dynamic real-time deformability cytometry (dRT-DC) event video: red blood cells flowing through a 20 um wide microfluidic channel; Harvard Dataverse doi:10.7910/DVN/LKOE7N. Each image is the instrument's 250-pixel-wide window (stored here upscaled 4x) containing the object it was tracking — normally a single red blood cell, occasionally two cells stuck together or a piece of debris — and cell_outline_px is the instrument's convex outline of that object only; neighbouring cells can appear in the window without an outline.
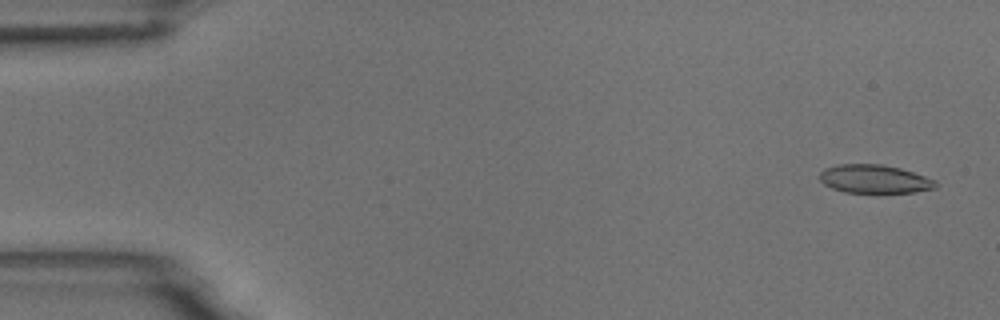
{"species": "common noctule bat (a hibernating species)", "species_latin": "Nyctalus noctula", "temperature_condition": "room temperature", "stored_images_in_passage": 16, "camera_frame_rate_fps": 3000, "um_per_image_px": 0.085, "animal": {"sex": "male", "body_mass_g": 18.8}, "frame": {"image": 1, "passage_image": 3, "time_ms": 0.667, "image_size_px": [1000, 320], "cell_outline_px": [[936, 188], [916, 192], [844, 192], [832, 188], [824, 184], [820, 180], [820, 172], [828, 168], [840, 164], [880, 164], [900, 168], [936, 180]], "centroid_in_image_um": [74.34, 15.22], "position_along_channel_um": 10.7, "area_um2": 18.96}}
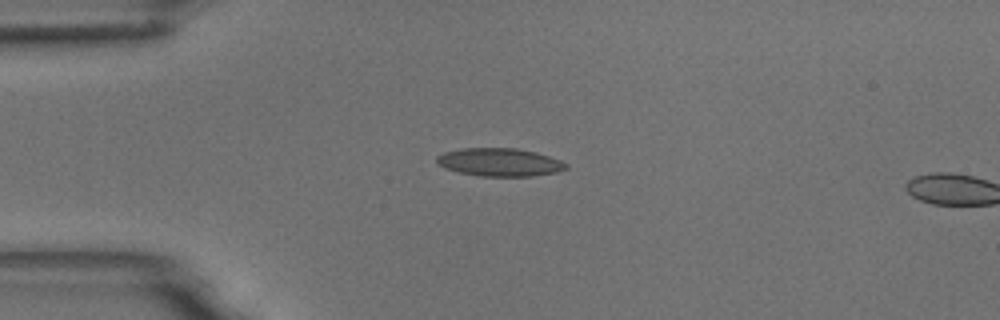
{"frame": {"image": 2, "passage_image": 14, "time_ms": 4.333, "image_size_px": [1000, 320], "cell_outline_px": [[568, 168], [556, 172], [532, 176], [480, 176], [460, 172], [448, 168], [440, 164], [436, 160], [436, 156], [444, 152], [464, 148], [516, 148], [536, 152], [560, 160], [568, 164]], "centroid_in_image_um": [42.5, 13.78], "position_along_channel_um": 42.5, "area_um2": 20.92}}